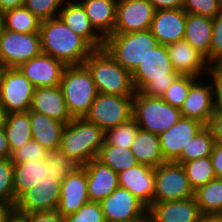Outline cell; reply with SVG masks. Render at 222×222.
<instances>
[{"mask_svg": "<svg viewBox=\"0 0 222 222\" xmlns=\"http://www.w3.org/2000/svg\"><path fill=\"white\" fill-rule=\"evenodd\" d=\"M30 111L44 114L64 124L73 119L67 110L60 85L56 87H36Z\"/></svg>", "mask_w": 222, "mask_h": 222, "instance_id": "25", "label": "cell"}, {"mask_svg": "<svg viewBox=\"0 0 222 222\" xmlns=\"http://www.w3.org/2000/svg\"><path fill=\"white\" fill-rule=\"evenodd\" d=\"M206 75L212 86L214 111H222V65H210Z\"/></svg>", "mask_w": 222, "mask_h": 222, "instance_id": "44", "label": "cell"}, {"mask_svg": "<svg viewBox=\"0 0 222 222\" xmlns=\"http://www.w3.org/2000/svg\"><path fill=\"white\" fill-rule=\"evenodd\" d=\"M182 117L179 108L166 103L162 98L149 97L135 91L132 100V118L141 130L160 135Z\"/></svg>", "mask_w": 222, "mask_h": 222, "instance_id": "8", "label": "cell"}, {"mask_svg": "<svg viewBox=\"0 0 222 222\" xmlns=\"http://www.w3.org/2000/svg\"><path fill=\"white\" fill-rule=\"evenodd\" d=\"M155 169L153 203L179 201L194 196L182 164L166 161Z\"/></svg>", "mask_w": 222, "mask_h": 222, "instance_id": "9", "label": "cell"}, {"mask_svg": "<svg viewBox=\"0 0 222 222\" xmlns=\"http://www.w3.org/2000/svg\"><path fill=\"white\" fill-rule=\"evenodd\" d=\"M24 5V0H0V11L4 12Z\"/></svg>", "mask_w": 222, "mask_h": 222, "instance_id": "51", "label": "cell"}, {"mask_svg": "<svg viewBox=\"0 0 222 222\" xmlns=\"http://www.w3.org/2000/svg\"><path fill=\"white\" fill-rule=\"evenodd\" d=\"M3 129L11 152L32 140L29 111L5 114Z\"/></svg>", "mask_w": 222, "mask_h": 222, "instance_id": "30", "label": "cell"}, {"mask_svg": "<svg viewBox=\"0 0 222 222\" xmlns=\"http://www.w3.org/2000/svg\"><path fill=\"white\" fill-rule=\"evenodd\" d=\"M212 18L187 13L184 39L210 64Z\"/></svg>", "mask_w": 222, "mask_h": 222, "instance_id": "28", "label": "cell"}, {"mask_svg": "<svg viewBox=\"0 0 222 222\" xmlns=\"http://www.w3.org/2000/svg\"><path fill=\"white\" fill-rule=\"evenodd\" d=\"M210 65H222V8L212 18Z\"/></svg>", "mask_w": 222, "mask_h": 222, "instance_id": "42", "label": "cell"}, {"mask_svg": "<svg viewBox=\"0 0 222 222\" xmlns=\"http://www.w3.org/2000/svg\"><path fill=\"white\" fill-rule=\"evenodd\" d=\"M15 215H18L24 222H65V217L57 211Z\"/></svg>", "mask_w": 222, "mask_h": 222, "instance_id": "45", "label": "cell"}, {"mask_svg": "<svg viewBox=\"0 0 222 222\" xmlns=\"http://www.w3.org/2000/svg\"><path fill=\"white\" fill-rule=\"evenodd\" d=\"M10 155L11 150L3 129V124H0V159H9Z\"/></svg>", "mask_w": 222, "mask_h": 222, "instance_id": "49", "label": "cell"}, {"mask_svg": "<svg viewBox=\"0 0 222 222\" xmlns=\"http://www.w3.org/2000/svg\"><path fill=\"white\" fill-rule=\"evenodd\" d=\"M155 9L148 0H118L113 33H131L151 28Z\"/></svg>", "mask_w": 222, "mask_h": 222, "instance_id": "13", "label": "cell"}, {"mask_svg": "<svg viewBox=\"0 0 222 222\" xmlns=\"http://www.w3.org/2000/svg\"><path fill=\"white\" fill-rule=\"evenodd\" d=\"M65 222H105L99 202H88L77 212L65 217Z\"/></svg>", "mask_w": 222, "mask_h": 222, "instance_id": "43", "label": "cell"}, {"mask_svg": "<svg viewBox=\"0 0 222 222\" xmlns=\"http://www.w3.org/2000/svg\"><path fill=\"white\" fill-rule=\"evenodd\" d=\"M58 17L94 49L103 47L104 38L94 29L84 8L77 0H65Z\"/></svg>", "mask_w": 222, "mask_h": 222, "instance_id": "22", "label": "cell"}, {"mask_svg": "<svg viewBox=\"0 0 222 222\" xmlns=\"http://www.w3.org/2000/svg\"><path fill=\"white\" fill-rule=\"evenodd\" d=\"M166 48L176 73L198 78L206 76L210 64L206 58L195 50L185 39L170 43L166 45Z\"/></svg>", "mask_w": 222, "mask_h": 222, "instance_id": "18", "label": "cell"}, {"mask_svg": "<svg viewBox=\"0 0 222 222\" xmlns=\"http://www.w3.org/2000/svg\"><path fill=\"white\" fill-rule=\"evenodd\" d=\"M105 141V132L84 117L73 118L65 124L59 150L78 166H84L97 158Z\"/></svg>", "mask_w": 222, "mask_h": 222, "instance_id": "3", "label": "cell"}, {"mask_svg": "<svg viewBox=\"0 0 222 222\" xmlns=\"http://www.w3.org/2000/svg\"><path fill=\"white\" fill-rule=\"evenodd\" d=\"M158 45V40L149 29L131 33H113L104 39L103 47L117 63L132 74Z\"/></svg>", "mask_w": 222, "mask_h": 222, "instance_id": "6", "label": "cell"}, {"mask_svg": "<svg viewBox=\"0 0 222 222\" xmlns=\"http://www.w3.org/2000/svg\"><path fill=\"white\" fill-rule=\"evenodd\" d=\"M105 222H124L144 215L148 208L129 190L116 188L100 202Z\"/></svg>", "mask_w": 222, "mask_h": 222, "instance_id": "14", "label": "cell"}, {"mask_svg": "<svg viewBox=\"0 0 222 222\" xmlns=\"http://www.w3.org/2000/svg\"><path fill=\"white\" fill-rule=\"evenodd\" d=\"M66 65L55 58L41 53L20 65L17 69L36 87L60 85Z\"/></svg>", "mask_w": 222, "mask_h": 222, "instance_id": "16", "label": "cell"}, {"mask_svg": "<svg viewBox=\"0 0 222 222\" xmlns=\"http://www.w3.org/2000/svg\"><path fill=\"white\" fill-rule=\"evenodd\" d=\"M200 213L219 214L222 211V179L215 178L194 191Z\"/></svg>", "mask_w": 222, "mask_h": 222, "instance_id": "31", "label": "cell"}, {"mask_svg": "<svg viewBox=\"0 0 222 222\" xmlns=\"http://www.w3.org/2000/svg\"><path fill=\"white\" fill-rule=\"evenodd\" d=\"M155 10L181 9L183 0H148Z\"/></svg>", "mask_w": 222, "mask_h": 222, "instance_id": "48", "label": "cell"}, {"mask_svg": "<svg viewBox=\"0 0 222 222\" xmlns=\"http://www.w3.org/2000/svg\"><path fill=\"white\" fill-rule=\"evenodd\" d=\"M207 127L210 129L215 143L222 145V111H214Z\"/></svg>", "mask_w": 222, "mask_h": 222, "instance_id": "46", "label": "cell"}, {"mask_svg": "<svg viewBox=\"0 0 222 222\" xmlns=\"http://www.w3.org/2000/svg\"><path fill=\"white\" fill-rule=\"evenodd\" d=\"M179 74L173 69L166 45L159 44L131 74L135 91L161 98Z\"/></svg>", "mask_w": 222, "mask_h": 222, "instance_id": "4", "label": "cell"}, {"mask_svg": "<svg viewBox=\"0 0 222 222\" xmlns=\"http://www.w3.org/2000/svg\"><path fill=\"white\" fill-rule=\"evenodd\" d=\"M206 80L205 77L198 78L190 86L189 94L179 109L182 117L197 120L205 126L214 113L212 86Z\"/></svg>", "mask_w": 222, "mask_h": 222, "instance_id": "19", "label": "cell"}, {"mask_svg": "<svg viewBox=\"0 0 222 222\" xmlns=\"http://www.w3.org/2000/svg\"><path fill=\"white\" fill-rule=\"evenodd\" d=\"M198 79L190 75H178L161 97L169 105L181 108L189 94L190 86Z\"/></svg>", "mask_w": 222, "mask_h": 222, "instance_id": "37", "label": "cell"}, {"mask_svg": "<svg viewBox=\"0 0 222 222\" xmlns=\"http://www.w3.org/2000/svg\"><path fill=\"white\" fill-rule=\"evenodd\" d=\"M4 30V17H3V12L0 11V37L1 34L3 33Z\"/></svg>", "mask_w": 222, "mask_h": 222, "instance_id": "55", "label": "cell"}, {"mask_svg": "<svg viewBox=\"0 0 222 222\" xmlns=\"http://www.w3.org/2000/svg\"><path fill=\"white\" fill-rule=\"evenodd\" d=\"M4 119H5V112H4L3 106L0 102V124L4 123Z\"/></svg>", "mask_w": 222, "mask_h": 222, "instance_id": "56", "label": "cell"}, {"mask_svg": "<svg viewBox=\"0 0 222 222\" xmlns=\"http://www.w3.org/2000/svg\"><path fill=\"white\" fill-rule=\"evenodd\" d=\"M34 89L17 68H8L0 83V102L5 114L29 111Z\"/></svg>", "mask_w": 222, "mask_h": 222, "instance_id": "12", "label": "cell"}, {"mask_svg": "<svg viewBox=\"0 0 222 222\" xmlns=\"http://www.w3.org/2000/svg\"><path fill=\"white\" fill-rule=\"evenodd\" d=\"M90 202L87 191V174L83 166H77L61 181L60 199L56 211L66 217Z\"/></svg>", "mask_w": 222, "mask_h": 222, "instance_id": "15", "label": "cell"}, {"mask_svg": "<svg viewBox=\"0 0 222 222\" xmlns=\"http://www.w3.org/2000/svg\"><path fill=\"white\" fill-rule=\"evenodd\" d=\"M8 69L6 64L0 59V83L4 77L5 71Z\"/></svg>", "mask_w": 222, "mask_h": 222, "instance_id": "54", "label": "cell"}, {"mask_svg": "<svg viewBox=\"0 0 222 222\" xmlns=\"http://www.w3.org/2000/svg\"><path fill=\"white\" fill-rule=\"evenodd\" d=\"M4 29L18 33L39 32L41 20L24 5L3 12Z\"/></svg>", "mask_w": 222, "mask_h": 222, "instance_id": "34", "label": "cell"}, {"mask_svg": "<svg viewBox=\"0 0 222 222\" xmlns=\"http://www.w3.org/2000/svg\"><path fill=\"white\" fill-rule=\"evenodd\" d=\"M210 158L216 177L222 179V145L215 143Z\"/></svg>", "mask_w": 222, "mask_h": 222, "instance_id": "47", "label": "cell"}, {"mask_svg": "<svg viewBox=\"0 0 222 222\" xmlns=\"http://www.w3.org/2000/svg\"><path fill=\"white\" fill-rule=\"evenodd\" d=\"M187 13L214 18L222 8V0H183Z\"/></svg>", "mask_w": 222, "mask_h": 222, "instance_id": "41", "label": "cell"}, {"mask_svg": "<svg viewBox=\"0 0 222 222\" xmlns=\"http://www.w3.org/2000/svg\"><path fill=\"white\" fill-rule=\"evenodd\" d=\"M13 176L14 163L10 159H0V203L15 206Z\"/></svg>", "mask_w": 222, "mask_h": 222, "instance_id": "38", "label": "cell"}, {"mask_svg": "<svg viewBox=\"0 0 222 222\" xmlns=\"http://www.w3.org/2000/svg\"><path fill=\"white\" fill-rule=\"evenodd\" d=\"M130 149L138 164L155 168L166 162L162 156L159 135L154 133L139 129Z\"/></svg>", "mask_w": 222, "mask_h": 222, "instance_id": "29", "label": "cell"}, {"mask_svg": "<svg viewBox=\"0 0 222 222\" xmlns=\"http://www.w3.org/2000/svg\"><path fill=\"white\" fill-rule=\"evenodd\" d=\"M186 18L183 8L155 10L150 30L159 44L168 45L184 39Z\"/></svg>", "mask_w": 222, "mask_h": 222, "instance_id": "20", "label": "cell"}, {"mask_svg": "<svg viewBox=\"0 0 222 222\" xmlns=\"http://www.w3.org/2000/svg\"><path fill=\"white\" fill-rule=\"evenodd\" d=\"M199 222H222L220 214H204L201 215Z\"/></svg>", "mask_w": 222, "mask_h": 222, "instance_id": "52", "label": "cell"}, {"mask_svg": "<svg viewBox=\"0 0 222 222\" xmlns=\"http://www.w3.org/2000/svg\"><path fill=\"white\" fill-rule=\"evenodd\" d=\"M8 222H24L18 215H13Z\"/></svg>", "mask_w": 222, "mask_h": 222, "instance_id": "57", "label": "cell"}, {"mask_svg": "<svg viewBox=\"0 0 222 222\" xmlns=\"http://www.w3.org/2000/svg\"><path fill=\"white\" fill-rule=\"evenodd\" d=\"M77 166L59 149L44 159L14 164L15 214L56 211L61 181Z\"/></svg>", "mask_w": 222, "mask_h": 222, "instance_id": "1", "label": "cell"}, {"mask_svg": "<svg viewBox=\"0 0 222 222\" xmlns=\"http://www.w3.org/2000/svg\"><path fill=\"white\" fill-rule=\"evenodd\" d=\"M97 159L117 174L138 165L130 148L110 145L106 141L100 148Z\"/></svg>", "mask_w": 222, "mask_h": 222, "instance_id": "32", "label": "cell"}, {"mask_svg": "<svg viewBox=\"0 0 222 222\" xmlns=\"http://www.w3.org/2000/svg\"><path fill=\"white\" fill-rule=\"evenodd\" d=\"M119 187L129 190L147 208L152 205L155 188V169L138 164L118 173Z\"/></svg>", "mask_w": 222, "mask_h": 222, "instance_id": "21", "label": "cell"}, {"mask_svg": "<svg viewBox=\"0 0 222 222\" xmlns=\"http://www.w3.org/2000/svg\"><path fill=\"white\" fill-rule=\"evenodd\" d=\"M49 154V151L35 140H30L23 146L11 152L10 160L16 163L26 162L28 160H41Z\"/></svg>", "mask_w": 222, "mask_h": 222, "instance_id": "40", "label": "cell"}, {"mask_svg": "<svg viewBox=\"0 0 222 222\" xmlns=\"http://www.w3.org/2000/svg\"><path fill=\"white\" fill-rule=\"evenodd\" d=\"M42 53L39 32L18 33L7 29L0 37V59L8 68H18Z\"/></svg>", "mask_w": 222, "mask_h": 222, "instance_id": "11", "label": "cell"}, {"mask_svg": "<svg viewBox=\"0 0 222 222\" xmlns=\"http://www.w3.org/2000/svg\"><path fill=\"white\" fill-rule=\"evenodd\" d=\"M14 214V206L0 203V222H8Z\"/></svg>", "mask_w": 222, "mask_h": 222, "instance_id": "50", "label": "cell"}, {"mask_svg": "<svg viewBox=\"0 0 222 222\" xmlns=\"http://www.w3.org/2000/svg\"><path fill=\"white\" fill-rule=\"evenodd\" d=\"M32 139L48 151L58 150L65 124L44 114L29 110Z\"/></svg>", "mask_w": 222, "mask_h": 222, "instance_id": "27", "label": "cell"}, {"mask_svg": "<svg viewBox=\"0 0 222 222\" xmlns=\"http://www.w3.org/2000/svg\"><path fill=\"white\" fill-rule=\"evenodd\" d=\"M148 211L152 222H199L201 213L195 197L153 203Z\"/></svg>", "mask_w": 222, "mask_h": 222, "instance_id": "24", "label": "cell"}, {"mask_svg": "<svg viewBox=\"0 0 222 222\" xmlns=\"http://www.w3.org/2000/svg\"><path fill=\"white\" fill-rule=\"evenodd\" d=\"M182 166L194 191L216 178L210 156L182 163Z\"/></svg>", "mask_w": 222, "mask_h": 222, "instance_id": "35", "label": "cell"}, {"mask_svg": "<svg viewBox=\"0 0 222 222\" xmlns=\"http://www.w3.org/2000/svg\"><path fill=\"white\" fill-rule=\"evenodd\" d=\"M60 87L72 118L85 117L98 94L88 68L84 64L66 66Z\"/></svg>", "mask_w": 222, "mask_h": 222, "instance_id": "7", "label": "cell"}, {"mask_svg": "<svg viewBox=\"0 0 222 222\" xmlns=\"http://www.w3.org/2000/svg\"><path fill=\"white\" fill-rule=\"evenodd\" d=\"M39 34L42 53L63 62L66 66L83 65L94 50L59 17L41 21Z\"/></svg>", "mask_w": 222, "mask_h": 222, "instance_id": "2", "label": "cell"}, {"mask_svg": "<svg viewBox=\"0 0 222 222\" xmlns=\"http://www.w3.org/2000/svg\"><path fill=\"white\" fill-rule=\"evenodd\" d=\"M94 29L105 39L113 34L118 0H77Z\"/></svg>", "mask_w": 222, "mask_h": 222, "instance_id": "26", "label": "cell"}, {"mask_svg": "<svg viewBox=\"0 0 222 222\" xmlns=\"http://www.w3.org/2000/svg\"><path fill=\"white\" fill-rule=\"evenodd\" d=\"M65 0H24V6L41 21L58 17Z\"/></svg>", "mask_w": 222, "mask_h": 222, "instance_id": "39", "label": "cell"}, {"mask_svg": "<svg viewBox=\"0 0 222 222\" xmlns=\"http://www.w3.org/2000/svg\"><path fill=\"white\" fill-rule=\"evenodd\" d=\"M205 125L197 120L181 117L171 128L159 135L162 156L165 161H175L190 139Z\"/></svg>", "mask_w": 222, "mask_h": 222, "instance_id": "17", "label": "cell"}, {"mask_svg": "<svg viewBox=\"0 0 222 222\" xmlns=\"http://www.w3.org/2000/svg\"><path fill=\"white\" fill-rule=\"evenodd\" d=\"M215 140L210 129L204 126L193 139H190L186 148L182 149L180 156L174 161L182 164L203 157H209L212 154Z\"/></svg>", "mask_w": 222, "mask_h": 222, "instance_id": "33", "label": "cell"}, {"mask_svg": "<svg viewBox=\"0 0 222 222\" xmlns=\"http://www.w3.org/2000/svg\"><path fill=\"white\" fill-rule=\"evenodd\" d=\"M87 174V191L91 202H101L119 187L118 174L97 158L83 166Z\"/></svg>", "mask_w": 222, "mask_h": 222, "instance_id": "23", "label": "cell"}, {"mask_svg": "<svg viewBox=\"0 0 222 222\" xmlns=\"http://www.w3.org/2000/svg\"><path fill=\"white\" fill-rule=\"evenodd\" d=\"M124 222H152V218L150 216L149 211H147L144 215L137 217L133 220L124 221Z\"/></svg>", "mask_w": 222, "mask_h": 222, "instance_id": "53", "label": "cell"}, {"mask_svg": "<svg viewBox=\"0 0 222 222\" xmlns=\"http://www.w3.org/2000/svg\"><path fill=\"white\" fill-rule=\"evenodd\" d=\"M84 65L90 71L98 93L134 96L131 73L117 63L104 47L94 49Z\"/></svg>", "mask_w": 222, "mask_h": 222, "instance_id": "5", "label": "cell"}, {"mask_svg": "<svg viewBox=\"0 0 222 222\" xmlns=\"http://www.w3.org/2000/svg\"><path fill=\"white\" fill-rule=\"evenodd\" d=\"M139 129L135 120L130 118L128 121L107 130L105 132V141L110 145L131 148Z\"/></svg>", "mask_w": 222, "mask_h": 222, "instance_id": "36", "label": "cell"}, {"mask_svg": "<svg viewBox=\"0 0 222 222\" xmlns=\"http://www.w3.org/2000/svg\"><path fill=\"white\" fill-rule=\"evenodd\" d=\"M133 96L98 93L85 119L104 132L132 118Z\"/></svg>", "mask_w": 222, "mask_h": 222, "instance_id": "10", "label": "cell"}]
</instances>
